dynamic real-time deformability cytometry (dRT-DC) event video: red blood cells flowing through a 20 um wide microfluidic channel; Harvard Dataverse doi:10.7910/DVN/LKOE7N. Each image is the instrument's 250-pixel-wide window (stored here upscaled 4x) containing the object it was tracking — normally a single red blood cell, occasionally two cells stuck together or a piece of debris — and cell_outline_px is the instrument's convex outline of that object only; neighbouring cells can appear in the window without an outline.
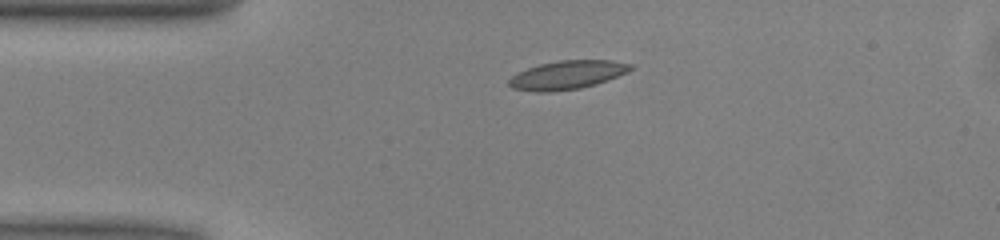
{"species": "common noctule bat (a hibernating species)", "species_latin": "Nyctalus noctula", "temperature_condition": "warm", "stored_images_in_passage": 30, "camera_frame_rate_fps": 3000, "um_per_image_px": 0.085, "animal": {"sex": "male", "body_mass_g": 13.0, "forearm_length_mm": 53.1}, "frame": {"image": 1, "passage_image": 1, "time_ms": 0.0, "image_size_px": [1000, 240], "cell_outline_px": [[632, 68], [628, 72], [608, 80], [596, 84], [580, 88], [552, 92], [536, 92], [512, 88], [508, 84], [508, 80], [512, 76], [528, 68], [540, 64], [560, 60], [612, 60], [632, 64]], "centroid_in_image_um": [48.23, 6.37], "position_along_channel_um": 36.8, "area_um2": 20.23}}
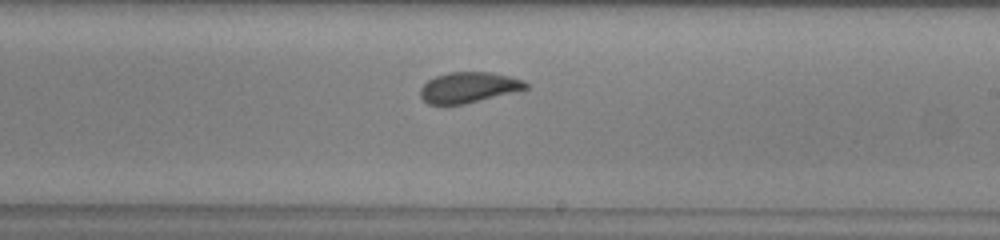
{"frame": {"image": 2, "passage_image": 19, "time_ms": 6.0, "image_size_px": [1000, 240], "cell_outline_px": [[528, 88], [520, 92], [464, 104], [428, 104], [420, 96], [420, 88], [428, 80], [436, 76], [448, 72], [492, 72], [524, 80], [528, 84]], "centroid_in_image_um": [39.88, 7.43], "position_along_channel_um": 249.1, "area_um2": 19.07}}
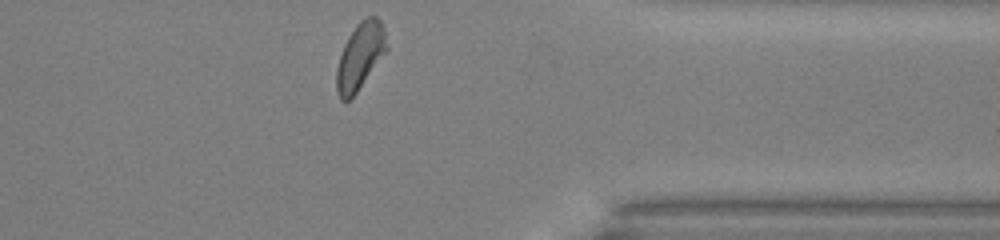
{"frame": {"image": 3, "passage_image": 30, "time_ms": 9.667, "image_size_px": [1000, 240], "cell_outline_px": [[388, 48], [356, 92], [348, 100], [340, 100], [336, 92], [336, 68], [344, 44], [348, 36], [356, 24], [360, 20], [368, 16], [376, 16], [380, 20], [384, 28]], "centroid_in_image_um": [30.59, 4.74], "position_along_channel_um": 380.8, "area_um2": 19.25}, "authors_computed_cell_mechanics": {"area_um2": 19.4497, "velocity_mm_per_s": 4.001, "shape_relaxation_time_tau1_ms": 4.3205, "shape_relaxation_time_tau2_ms": 1.6345, "deformation_change_tau1": 0.1389, "deformation_change_tau2": 0.0535}}